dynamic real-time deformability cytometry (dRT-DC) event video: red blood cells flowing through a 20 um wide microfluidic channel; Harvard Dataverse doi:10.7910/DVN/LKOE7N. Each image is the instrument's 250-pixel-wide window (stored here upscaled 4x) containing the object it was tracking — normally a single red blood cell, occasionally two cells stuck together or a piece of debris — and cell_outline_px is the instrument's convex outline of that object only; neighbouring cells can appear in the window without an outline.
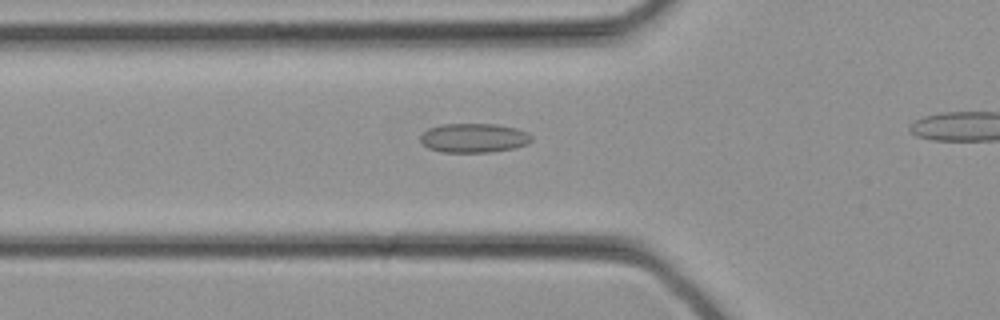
{"species": "common noctule bat (a hibernating species)", "species_latin": "Nyctalus noctula", "temperature_condition": "cold", "stored_images_in_passage": 21, "camera_frame_rate_fps": 3000, "um_per_image_px": 0.085, "animal": {"sex": "female", "body_mass_g": 21.9}, "frame": {"image": 1, "passage_image": 8, "time_ms": 2.333, "image_size_px": [1000, 320], "cell_outline_px": [[532, 140], [528, 144], [516, 148], [492, 152], [440, 152], [428, 148], [420, 140], [420, 136], [428, 128], [440, 124], [496, 124], [516, 128], [528, 132], [532, 136]], "centroid_in_image_um": [40.3, 11.73], "position_along_channel_um": 85.5, "area_um2": 19.13}}
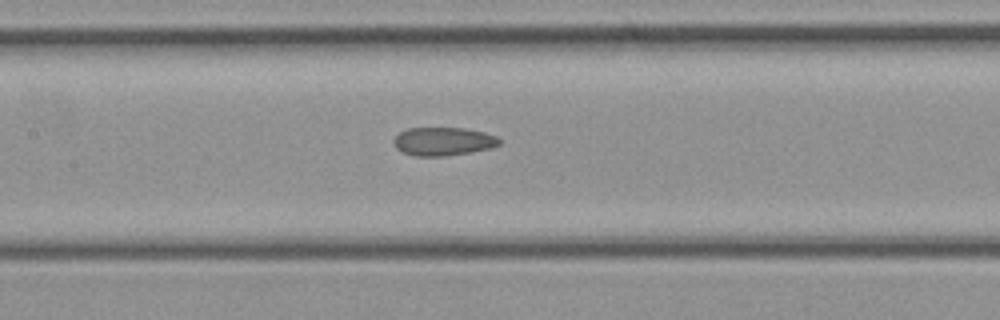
{"frame": {"image": 2, "passage_image": 12, "time_ms": 3.667, "image_size_px": [1000, 320], "cell_outline_px": [[500, 144], [492, 148], [472, 152], [444, 156], [416, 156], [404, 152], [396, 148], [392, 144], [392, 140], [400, 132], [408, 128], [464, 128], [484, 132], [496, 136], [500, 140]], "centroid_in_image_um": [37.67, 12.02], "position_along_channel_um": 169.7, "area_um2": 17.51}}
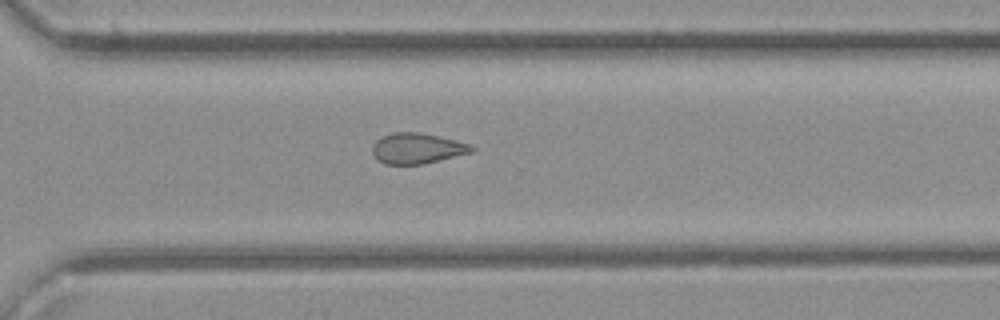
{"frame": {"image": 3, "passage_image": 20, "time_ms": 6.333, "image_size_px": [1000, 320], "cell_outline_px": [[476, 148], [472, 152], [424, 164], [384, 164], [372, 152], [372, 148], [376, 140], [392, 132], [420, 132], [468, 144]], "centroid_in_image_um": [35.44, 12.61], "position_along_channel_um": 335.2, "area_um2": 17.34}}